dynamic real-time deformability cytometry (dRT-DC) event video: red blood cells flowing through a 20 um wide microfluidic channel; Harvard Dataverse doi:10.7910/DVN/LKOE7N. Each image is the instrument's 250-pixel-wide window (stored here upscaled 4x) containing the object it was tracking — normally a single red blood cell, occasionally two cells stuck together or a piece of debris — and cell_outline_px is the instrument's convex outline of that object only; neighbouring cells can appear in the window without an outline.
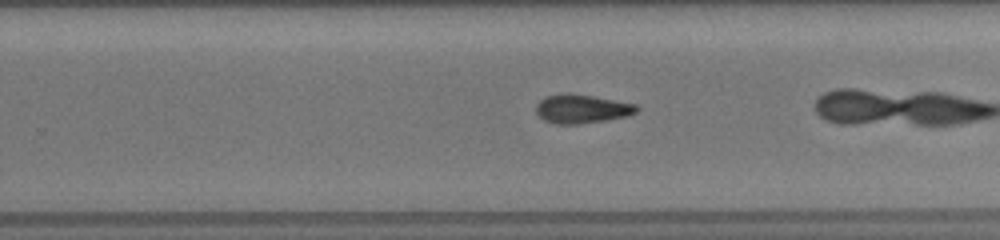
{"species": "common noctule bat (a hibernating species)", "species_latin": "Nyctalus noctula", "temperature_condition": "room temperature", "stored_images_in_passage": 38, "camera_frame_rate_fps": 3000, "um_per_image_px": 0.085, "animal": {"sex": "female", "body_mass_g": 19.5, "forearm_length_mm": 54.1}, "frame": {"image": 1, "passage_image": 31, "time_ms": 10.0, "image_size_px": [1000, 240], "cell_outline_px": [[640, 108], [636, 112], [624, 116], [604, 120], [576, 124], [556, 124], [544, 120], [536, 112], [536, 104], [544, 96], [564, 92], [568, 92], [592, 96], [636, 104]], "centroid_in_image_um": [49.4, 9.23], "position_along_channel_um": 280.4, "area_um2": 16.82}}
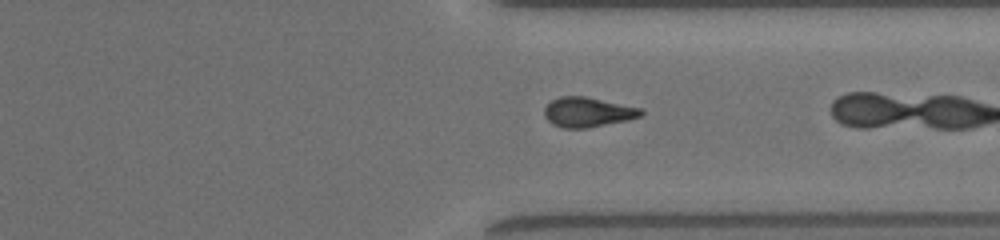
{"frame": {"image": 2, "passage_image": 37, "time_ms": 12.0, "image_size_px": [1000, 240], "cell_outline_px": [[644, 112], [640, 116], [628, 120], [588, 128], [564, 128], [552, 124], [544, 116], [544, 108], [552, 100], [560, 96], [584, 96], [640, 108]], "centroid_in_image_um": [49.93, 9.54], "position_along_channel_um": 361.5, "area_um2": 16.65}}